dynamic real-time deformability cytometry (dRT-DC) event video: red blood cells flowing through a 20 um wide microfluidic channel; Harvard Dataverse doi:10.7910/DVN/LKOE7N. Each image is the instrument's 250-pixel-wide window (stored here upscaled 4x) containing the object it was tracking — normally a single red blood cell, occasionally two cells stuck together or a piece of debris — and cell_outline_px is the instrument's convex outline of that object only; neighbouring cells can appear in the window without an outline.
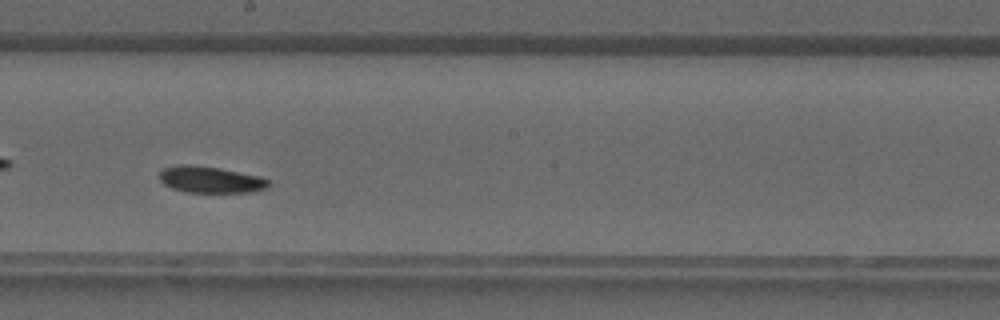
{"species": "common noctule bat (a hibernating species)", "species_latin": "Nyctalus noctula", "temperature_condition": "warm", "stored_images_in_passage": 40, "camera_frame_rate_fps": 3000, "um_per_image_px": 0.085, "animal": {"sex": "male", "forearm_length_mm": 52.5}, "frame": {"image": 1, "passage_image": 23, "time_ms": 7.333, "image_size_px": [1000, 320], "cell_outline_px": [[268, 188], [252, 192], [184, 192], [172, 188], [164, 184], [160, 180], [160, 172], [164, 168], [184, 164], [188, 164], [220, 168], [260, 176], [268, 180]], "centroid_in_image_um": [17.89, 15.27], "position_along_channel_um": 230.3, "area_um2": 16.76}}
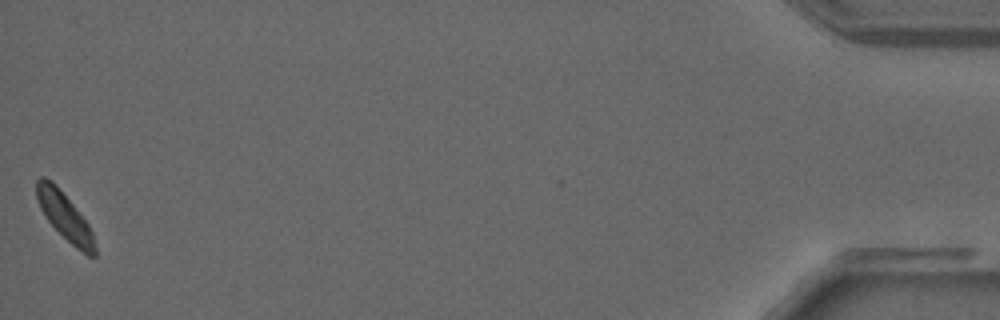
{"frame": {"image": 2, "passage_image": 40, "time_ms": 13.0, "image_size_px": [1000, 320], "cell_outline_px": [[96, 256], [88, 256], [76, 248], [48, 220], [40, 208], [36, 196], [36, 180], [40, 176], [44, 176], [52, 180], [56, 184], [88, 224], [92, 232], [96, 248]], "centroid_in_image_um": [5.49, 18.36], "position_along_channel_um": 429.7, "area_um2": 15.72}}